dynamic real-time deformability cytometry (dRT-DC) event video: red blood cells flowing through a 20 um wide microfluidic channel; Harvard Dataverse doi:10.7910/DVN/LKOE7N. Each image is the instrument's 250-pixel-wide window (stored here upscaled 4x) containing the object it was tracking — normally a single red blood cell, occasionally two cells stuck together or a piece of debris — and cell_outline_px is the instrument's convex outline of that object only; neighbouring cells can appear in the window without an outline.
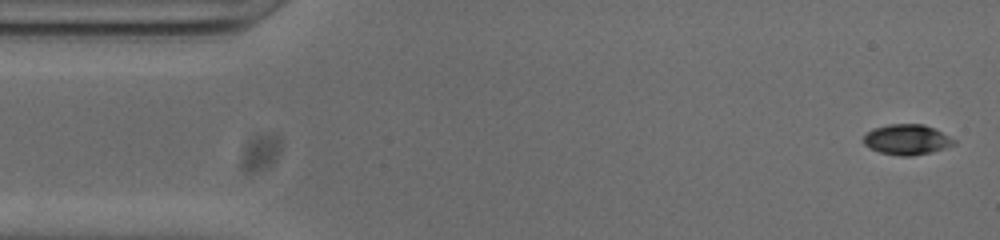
{"species": "common noctule bat (a hibernating species)", "species_latin": "Nyctalus noctula", "temperature_condition": "cold", "stored_images_in_passage": 53, "camera_frame_rate_fps": 3000, "um_per_image_px": 0.085, "animal": {"sex": "male", "body_mass_g": 20.0, "forearm_length_mm": 53.3}, "frame": {"image": 1, "passage_image": 2, "time_ms": 0.333, "image_size_px": [1000, 240], "cell_outline_px": [[956, 144], [932, 152], [912, 156], [900, 156], [880, 152], [864, 144], [864, 136], [872, 128], [888, 124], [924, 124], [956, 140]], "centroid_in_image_um": [77.09, 11.86], "position_along_channel_um": 7.9, "area_um2": 15.84}}
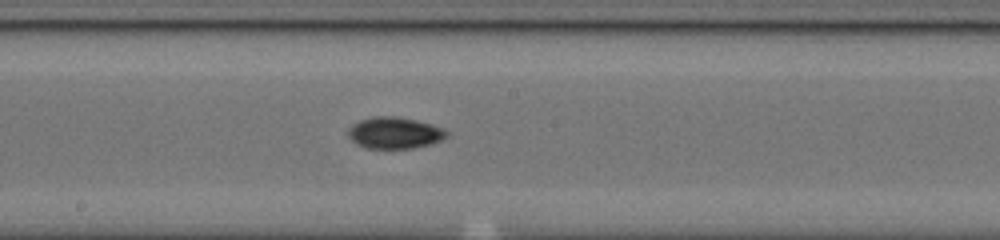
{"frame": {"image": 2, "passage_image": 27, "time_ms": 8.667, "image_size_px": [1000, 240], "cell_outline_px": [[448, 136], [440, 140], [428, 144], [412, 148], [364, 148], [356, 144], [348, 136], [348, 128], [352, 124], [360, 120], [372, 116], [396, 116], [416, 120], [432, 124], [444, 128], [448, 132]], "centroid_in_image_um": [33.51, 11.28], "position_along_channel_um": 214.7, "area_um2": 18.15}}
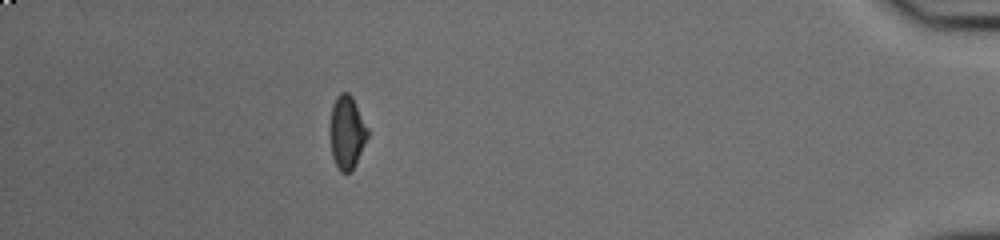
{"frame": {"image": 3, "passage_image": 47, "time_ms": 15.333, "image_size_px": [1000, 240], "cell_outline_px": [[368, 136], [352, 168], [348, 172], [340, 172], [332, 156], [328, 132], [328, 128], [332, 104], [336, 96], [340, 92], [348, 92], [352, 96], [368, 128]], "centroid_in_image_um": [29.43, 11.18], "position_along_channel_um": 405.8, "area_um2": 16.13}, "authors_computed_cell_mechanics": {"area_um2": 16.5308, "velocity_mm_per_s": 3.8143, "shape_relaxation_time_tau1_ms": 3.8149, "shape_relaxation_time_tau2_ms": 3.316, "deformation_change_tau1": 0.1474, "deformation_change_tau2": 0.0735}}